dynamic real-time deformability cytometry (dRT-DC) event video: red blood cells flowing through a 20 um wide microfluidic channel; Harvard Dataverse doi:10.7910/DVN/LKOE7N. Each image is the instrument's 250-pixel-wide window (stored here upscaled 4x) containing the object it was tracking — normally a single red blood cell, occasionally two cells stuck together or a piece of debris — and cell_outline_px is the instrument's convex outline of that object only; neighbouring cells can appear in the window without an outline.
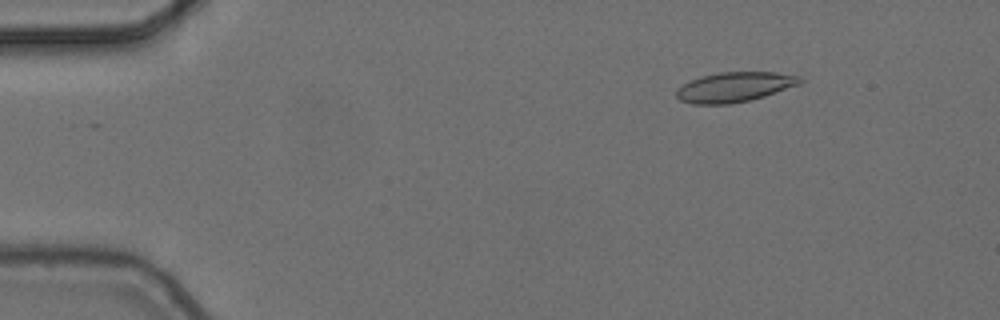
{"species": "common noctule bat (a hibernating species)", "species_latin": "Nyctalus noctula", "temperature_condition": "cold", "stored_images_in_passage": 7, "segment_of_instrument_passage": [2, 2], "camera_frame_rate_fps": 3000, "um_per_image_px": 0.085, "animal": {"sex": "female", "body_mass_g": 24.6, "forearm_length_mm": 56.2}, "frame": {"image": 1, "passage_image": 7, "time_ms": 2.0, "image_size_px": [1000, 320], "cell_outline_px": [[804, 80], [800, 84], [764, 96], [732, 104], [692, 104], [680, 100], [676, 96], [676, 88], [700, 76], [720, 72], [776, 72], [800, 76]], "centroid_in_image_um": [62.43, 7.39], "position_along_channel_um": 22.6, "area_um2": 21.5}}